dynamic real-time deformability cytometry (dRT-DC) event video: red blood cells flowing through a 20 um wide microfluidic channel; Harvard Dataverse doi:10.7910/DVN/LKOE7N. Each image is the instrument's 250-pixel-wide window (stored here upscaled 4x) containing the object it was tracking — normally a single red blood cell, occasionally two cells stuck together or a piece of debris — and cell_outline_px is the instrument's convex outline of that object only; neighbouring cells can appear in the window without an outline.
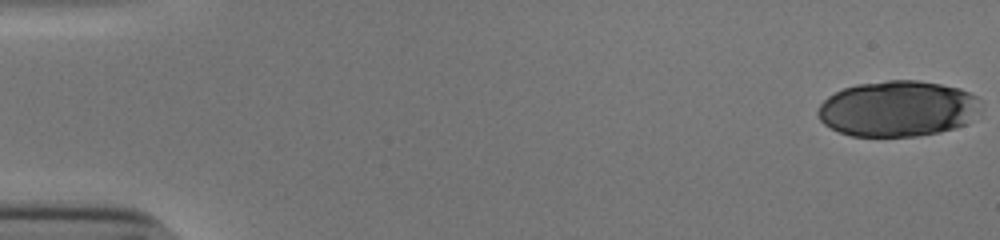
{"species": "human", "species_latin": "Homo sapiens", "temperature_condition": "cold", "stored_images_in_passage": 53, "camera_frame_rate_fps": 3000, "um_per_image_px": 0.085, "donor": {"sex": "male"}, "frame": {"image": 1, "passage_image": 1, "time_ms": 0.0, "image_size_px": [1000, 240], "cell_outline_px": [[980, 100], [968, 124], [956, 128], [940, 132], [916, 136], [852, 136], [840, 132], [824, 124], [820, 120], [816, 112], [820, 104], [828, 96], [844, 88], [856, 84], [888, 80], [916, 80], [940, 84], [960, 88], [976, 96]], "centroid_in_image_um": [76.27, 9.24], "position_along_channel_um": 8.7, "area_um2": 52.83}}
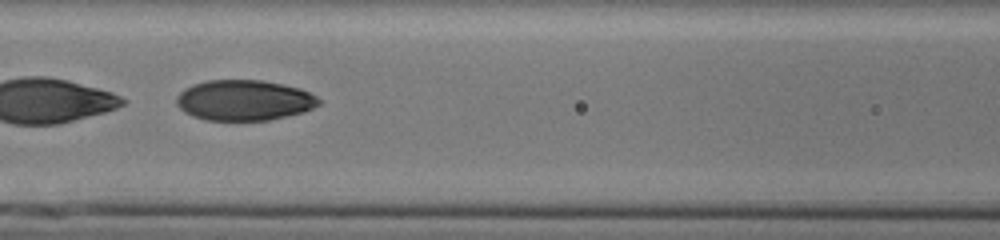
{"frame": {"image": 2, "passage_image": 25, "time_ms": 8.0, "image_size_px": [1000, 240], "cell_outline_px": [[320, 104], [304, 112], [268, 120], [204, 120], [192, 116], [184, 112], [176, 104], [176, 96], [184, 88], [192, 84], [208, 80], [264, 80], [300, 88], [316, 96], [320, 100]], "centroid_in_image_um": [20.73, 8.52], "position_along_channel_um": 145.9, "area_um2": 33.76}}
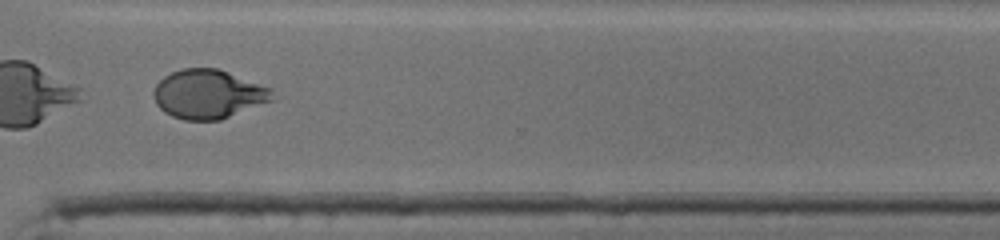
{"frame": {"image": 3, "passage_image": 41, "time_ms": 13.333, "image_size_px": [1000, 240], "cell_outline_px": [[280, 96], [272, 100], [220, 120], [184, 120], [172, 116], [164, 112], [156, 104], [152, 92], [156, 84], [164, 76], [172, 72], [184, 68], [216, 68], [272, 88]], "centroid_in_image_um": [17.72, 8.0], "position_along_channel_um": 352.9, "area_um2": 33.99}, "authors_computed_cell_mechanics": {"area_um2": 35.9516, "velocity_mm_per_s": 3.8822, "shape_relaxation_time_tau1_ms": 5.376, "shape_relaxation_time_tau2_ms": 1.4168, "deformation_change_tau1": 0.1919, "deformation_change_tau2": 0.0558}}